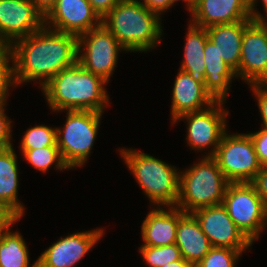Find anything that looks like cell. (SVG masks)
Here are the masks:
<instances>
[{"label":"cell","instance_id":"obj_1","mask_svg":"<svg viewBox=\"0 0 267 267\" xmlns=\"http://www.w3.org/2000/svg\"><path fill=\"white\" fill-rule=\"evenodd\" d=\"M17 86L39 80L41 89L60 71L77 61L78 37L45 25L10 47Z\"/></svg>","mask_w":267,"mask_h":267},{"label":"cell","instance_id":"obj_2","mask_svg":"<svg viewBox=\"0 0 267 267\" xmlns=\"http://www.w3.org/2000/svg\"><path fill=\"white\" fill-rule=\"evenodd\" d=\"M107 83L76 61L55 75L41 92L52 112L80 110L104 113L110 103Z\"/></svg>","mask_w":267,"mask_h":267},{"label":"cell","instance_id":"obj_3","mask_svg":"<svg viewBox=\"0 0 267 267\" xmlns=\"http://www.w3.org/2000/svg\"><path fill=\"white\" fill-rule=\"evenodd\" d=\"M161 22L162 17L139 0H121L102 19V24L130 53L157 48L164 33Z\"/></svg>","mask_w":267,"mask_h":267},{"label":"cell","instance_id":"obj_4","mask_svg":"<svg viewBox=\"0 0 267 267\" xmlns=\"http://www.w3.org/2000/svg\"><path fill=\"white\" fill-rule=\"evenodd\" d=\"M119 153L151 206L175 207L179 198L180 170L161 159L133 148Z\"/></svg>","mask_w":267,"mask_h":267},{"label":"cell","instance_id":"obj_5","mask_svg":"<svg viewBox=\"0 0 267 267\" xmlns=\"http://www.w3.org/2000/svg\"><path fill=\"white\" fill-rule=\"evenodd\" d=\"M230 182L213 157H201L180 172L179 198L176 207L185 213L223 203Z\"/></svg>","mask_w":267,"mask_h":267},{"label":"cell","instance_id":"obj_6","mask_svg":"<svg viewBox=\"0 0 267 267\" xmlns=\"http://www.w3.org/2000/svg\"><path fill=\"white\" fill-rule=\"evenodd\" d=\"M96 111L66 110L63 127H56L57 146L68 168L84 167L91 155L102 115Z\"/></svg>","mask_w":267,"mask_h":267},{"label":"cell","instance_id":"obj_7","mask_svg":"<svg viewBox=\"0 0 267 267\" xmlns=\"http://www.w3.org/2000/svg\"><path fill=\"white\" fill-rule=\"evenodd\" d=\"M233 222L254 244L267 227V207L251 182L229 183L222 203Z\"/></svg>","mask_w":267,"mask_h":267},{"label":"cell","instance_id":"obj_8","mask_svg":"<svg viewBox=\"0 0 267 267\" xmlns=\"http://www.w3.org/2000/svg\"><path fill=\"white\" fill-rule=\"evenodd\" d=\"M213 158L230 183L252 182L261 166L248 133L223 134Z\"/></svg>","mask_w":267,"mask_h":267},{"label":"cell","instance_id":"obj_9","mask_svg":"<svg viewBox=\"0 0 267 267\" xmlns=\"http://www.w3.org/2000/svg\"><path fill=\"white\" fill-rule=\"evenodd\" d=\"M225 101H215L201 111L190 112L179 116L178 121H186V143L195 152L208 151L203 157H213L223 134L227 131L229 111L225 109ZM210 149V151L208 149Z\"/></svg>","mask_w":267,"mask_h":267},{"label":"cell","instance_id":"obj_10","mask_svg":"<svg viewBox=\"0 0 267 267\" xmlns=\"http://www.w3.org/2000/svg\"><path fill=\"white\" fill-rule=\"evenodd\" d=\"M122 51L128 53L103 24L78 36L77 61L108 83Z\"/></svg>","mask_w":267,"mask_h":267},{"label":"cell","instance_id":"obj_11","mask_svg":"<svg viewBox=\"0 0 267 267\" xmlns=\"http://www.w3.org/2000/svg\"><path fill=\"white\" fill-rule=\"evenodd\" d=\"M44 25V15L31 0H0V47H10Z\"/></svg>","mask_w":267,"mask_h":267},{"label":"cell","instance_id":"obj_12","mask_svg":"<svg viewBox=\"0 0 267 267\" xmlns=\"http://www.w3.org/2000/svg\"><path fill=\"white\" fill-rule=\"evenodd\" d=\"M236 77L248 85L267 80V21L252 20L245 27Z\"/></svg>","mask_w":267,"mask_h":267},{"label":"cell","instance_id":"obj_13","mask_svg":"<svg viewBox=\"0 0 267 267\" xmlns=\"http://www.w3.org/2000/svg\"><path fill=\"white\" fill-rule=\"evenodd\" d=\"M192 214L212 247L232 248L239 251H247L251 248L253 243L233 222L223 204L199 208Z\"/></svg>","mask_w":267,"mask_h":267},{"label":"cell","instance_id":"obj_14","mask_svg":"<svg viewBox=\"0 0 267 267\" xmlns=\"http://www.w3.org/2000/svg\"><path fill=\"white\" fill-rule=\"evenodd\" d=\"M104 229L74 232L60 237L38 256V267H76L104 236Z\"/></svg>","mask_w":267,"mask_h":267},{"label":"cell","instance_id":"obj_15","mask_svg":"<svg viewBox=\"0 0 267 267\" xmlns=\"http://www.w3.org/2000/svg\"><path fill=\"white\" fill-rule=\"evenodd\" d=\"M46 27L77 37L102 24L88 0H57L44 16Z\"/></svg>","mask_w":267,"mask_h":267},{"label":"cell","instance_id":"obj_16","mask_svg":"<svg viewBox=\"0 0 267 267\" xmlns=\"http://www.w3.org/2000/svg\"><path fill=\"white\" fill-rule=\"evenodd\" d=\"M188 12L191 16L190 22L203 28L252 21L250 0H197Z\"/></svg>","mask_w":267,"mask_h":267},{"label":"cell","instance_id":"obj_17","mask_svg":"<svg viewBox=\"0 0 267 267\" xmlns=\"http://www.w3.org/2000/svg\"><path fill=\"white\" fill-rule=\"evenodd\" d=\"M171 95V123L183 114L201 111L215 102L201 83L181 69H178Z\"/></svg>","mask_w":267,"mask_h":267},{"label":"cell","instance_id":"obj_18","mask_svg":"<svg viewBox=\"0 0 267 267\" xmlns=\"http://www.w3.org/2000/svg\"><path fill=\"white\" fill-rule=\"evenodd\" d=\"M178 227V208L154 207L141 225L142 245L166 246L174 244Z\"/></svg>","mask_w":267,"mask_h":267},{"label":"cell","instance_id":"obj_19","mask_svg":"<svg viewBox=\"0 0 267 267\" xmlns=\"http://www.w3.org/2000/svg\"><path fill=\"white\" fill-rule=\"evenodd\" d=\"M175 244L180 249L182 258L193 265L198 264L212 248L195 216L179 208Z\"/></svg>","mask_w":267,"mask_h":267},{"label":"cell","instance_id":"obj_20","mask_svg":"<svg viewBox=\"0 0 267 267\" xmlns=\"http://www.w3.org/2000/svg\"><path fill=\"white\" fill-rule=\"evenodd\" d=\"M205 90L215 101H225L235 80V71L222 59L215 44L208 38L204 47Z\"/></svg>","mask_w":267,"mask_h":267},{"label":"cell","instance_id":"obj_21","mask_svg":"<svg viewBox=\"0 0 267 267\" xmlns=\"http://www.w3.org/2000/svg\"><path fill=\"white\" fill-rule=\"evenodd\" d=\"M250 22L238 21L206 28L208 38L215 44L217 52L235 73L239 71L244 29Z\"/></svg>","mask_w":267,"mask_h":267},{"label":"cell","instance_id":"obj_22","mask_svg":"<svg viewBox=\"0 0 267 267\" xmlns=\"http://www.w3.org/2000/svg\"><path fill=\"white\" fill-rule=\"evenodd\" d=\"M18 158L14 146L0 150V201L5 202L23 218L25 207L18 199Z\"/></svg>","mask_w":267,"mask_h":267},{"label":"cell","instance_id":"obj_23","mask_svg":"<svg viewBox=\"0 0 267 267\" xmlns=\"http://www.w3.org/2000/svg\"><path fill=\"white\" fill-rule=\"evenodd\" d=\"M186 33L184 58L179 69L188 72L195 81L205 87L204 47L208 39L207 29L189 21Z\"/></svg>","mask_w":267,"mask_h":267},{"label":"cell","instance_id":"obj_24","mask_svg":"<svg viewBox=\"0 0 267 267\" xmlns=\"http://www.w3.org/2000/svg\"><path fill=\"white\" fill-rule=\"evenodd\" d=\"M11 230L0 234V267H38L37 259L30 264L28 245L21 233Z\"/></svg>","mask_w":267,"mask_h":267},{"label":"cell","instance_id":"obj_25","mask_svg":"<svg viewBox=\"0 0 267 267\" xmlns=\"http://www.w3.org/2000/svg\"><path fill=\"white\" fill-rule=\"evenodd\" d=\"M24 160L28 164L34 167V169L46 173L53 167L56 170L62 172L64 170H70L68 166L64 163L58 146H47L42 148L30 149V150H20Z\"/></svg>","mask_w":267,"mask_h":267},{"label":"cell","instance_id":"obj_26","mask_svg":"<svg viewBox=\"0 0 267 267\" xmlns=\"http://www.w3.org/2000/svg\"><path fill=\"white\" fill-rule=\"evenodd\" d=\"M138 249L148 267H162L166 263L183 259L175 243L166 246L141 245Z\"/></svg>","mask_w":267,"mask_h":267},{"label":"cell","instance_id":"obj_27","mask_svg":"<svg viewBox=\"0 0 267 267\" xmlns=\"http://www.w3.org/2000/svg\"><path fill=\"white\" fill-rule=\"evenodd\" d=\"M57 146L56 127L45 124L29 127L21 139L20 150Z\"/></svg>","mask_w":267,"mask_h":267},{"label":"cell","instance_id":"obj_28","mask_svg":"<svg viewBox=\"0 0 267 267\" xmlns=\"http://www.w3.org/2000/svg\"><path fill=\"white\" fill-rule=\"evenodd\" d=\"M10 87H17L14 59L9 47H0V104L7 103Z\"/></svg>","mask_w":267,"mask_h":267},{"label":"cell","instance_id":"obj_29","mask_svg":"<svg viewBox=\"0 0 267 267\" xmlns=\"http://www.w3.org/2000/svg\"><path fill=\"white\" fill-rule=\"evenodd\" d=\"M245 251L232 248L212 247L195 267H236Z\"/></svg>","mask_w":267,"mask_h":267},{"label":"cell","instance_id":"obj_30","mask_svg":"<svg viewBox=\"0 0 267 267\" xmlns=\"http://www.w3.org/2000/svg\"><path fill=\"white\" fill-rule=\"evenodd\" d=\"M7 103L0 104V150L13 146L12 142V121L6 115ZM12 142V143H11Z\"/></svg>","mask_w":267,"mask_h":267},{"label":"cell","instance_id":"obj_31","mask_svg":"<svg viewBox=\"0 0 267 267\" xmlns=\"http://www.w3.org/2000/svg\"><path fill=\"white\" fill-rule=\"evenodd\" d=\"M251 87L250 90L254 93V97L256 98V102L259 108L260 116H261V127L267 128V83H253L249 84Z\"/></svg>","mask_w":267,"mask_h":267},{"label":"cell","instance_id":"obj_32","mask_svg":"<svg viewBox=\"0 0 267 267\" xmlns=\"http://www.w3.org/2000/svg\"><path fill=\"white\" fill-rule=\"evenodd\" d=\"M253 141L257 159L261 167L267 166V128L248 133Z\"/></svg>","mask_w":267,"mask_h":267},{"label":"cell","instance_id":"obj_33","mask_svg":"<svg viewBox=\"0 0 267 267\" xmlns=\"http://www.w3.org/2000/svg\"><path fill=\"white\" fill-rule=\"evenodd\" d=\"M20 219L22 218L11 207L0 201V234L12 229Z\"/></svg>","mask_w":267,"mask_h":267},{"label":"cell","instance_id":"obj_34","mask_svg":"<svg viewBox=\"0 0 267 267\" xmlns=\"http://www.w3.org/2000/svg\"><path fill=\"white\" fill-rule=\"evenodd\" d=\"M251 183L255 186L258 195L267 207V166L260 168L255 179Z\"/></svg>","mask_w":267,"mask_h":267},{"label":"cell","instance_id":"obj_35","mask_svg":"<svg viewBox=\"0 0 267 267\" xmlns=\"http://www.w3.org/2000/svg\"><path fill=\"white\" fill-rule=\"evenodd\" d=\"M149 10L156 12L160 16L164 15L167 10H170L176 3V0H139Z\"/></svg>","mask_w":267,"mask_h":267},{"label":"cell","instance_id":"obj_36","mask_svg":"<svg viewBox=\"0 0 267 267\" xmlns=\"http://www.w3.org/2000/svg\"><path fill=\"white\" fill-rule=\"evenodd\" d=\"M93 10L103 19L121 0H88Z\"/></svg>","mask_w":267,"mask_h":267},{"label":"cell","instance_id":"obj_37","mask_svg":"<svg viewBox=\"0 0 267 267\" xmlns=\"http://www.w3.org/2000/svg\"><path fill=\"white\" fill-rule=\"evenodd\" d=\"M259 0H250V15L251 19L255 21H267V0H261L264 12L266 13L262 15L259 10H257V4Z\"/></svg>","mask_w":267,"mask_h":267},{"label":"cell","instance_id":"obj_38","mask_svg":"<svg viewBox=\"0 0 267 267\" xmlns=\"http://www.w3.org/2000/svg\"><path fill=\"white\" fill-rule=\"evenodd\" d=\"M36 8L45 16L57 0H31Z\"/></svg>","mask_w":267,"mask_h":267},{"label":"cell","instance_id":"obj_39","mask_svg":"<svg viewBox=\"0 0 267 267\" xmlns=\"http://www.w3.org/2000/svg\"><path fill=\"white\" fill-rule=\"evenodd\" d=\"M162 267H195V265L182 259V260H177L174 262L166 263Z\"/></svg>","mask_w":267,"mask_h":267},{"label":"cell","instance_id":"obj_40","mask_svg":"<svg viewBox=\"0 0 267 267\" xmlns=\"http://www.w3.org/2000/svg\"><path fill=\"white\" fill-rule=\"evenodd\" d=\"M177 2L179 1H183V2H185L186 4H185V6H187V10H189L190 9V7L197 1V0H176Z\"/></svg>","mask_w":267,"mask_h":267}]
</instances>
